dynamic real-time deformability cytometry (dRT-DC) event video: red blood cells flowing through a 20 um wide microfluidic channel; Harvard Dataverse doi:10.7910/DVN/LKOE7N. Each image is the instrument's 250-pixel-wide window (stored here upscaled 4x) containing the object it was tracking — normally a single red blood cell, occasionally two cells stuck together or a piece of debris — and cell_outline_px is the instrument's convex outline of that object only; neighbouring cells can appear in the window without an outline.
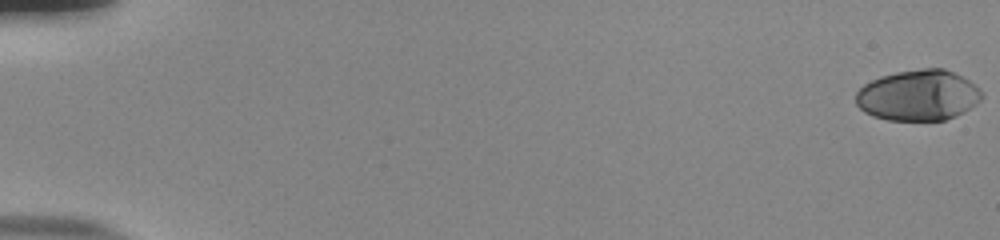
{"species": "human", "species_latin": "Homo sapiens", "temperature_condition": "room temperature", "stored_images_in_passage": 56, "camera_frame_rate_fps": 3000, "um_per_image_px": 0.085, "donor": {"sex": "male"}, "frame": {"image": 1, "passage_image": 1, "time_ms": 0.0, "image_size_px": [1000, 240], "cell_outline_px": [[984, 96], [976, 104], [964, 112], [956, 116], [944, 120], [888, 120], [872, 116], [864, 112], [856, 104], [856, 92], [864, 84], [880, 76], [896, 72], [924, 68], [944, 68], [976, 84], [980, 88]], "centroid_in_image_um": [78.06, 8.1], "position_along_channel_um": 6.9, "area_um2": 37.4}}
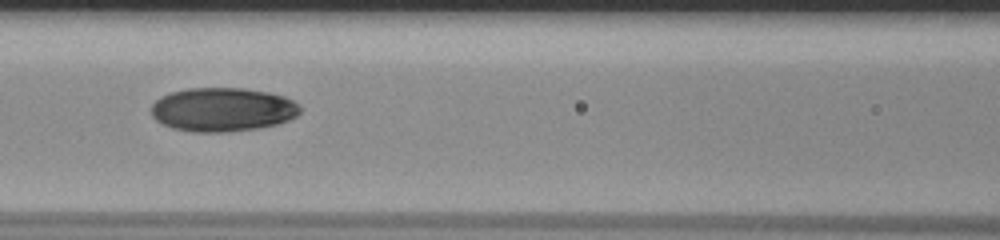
{"frame": {"image": 2, "passage_image": 27, "time_ms": 8.667, "image_size_px": [1000, 240], "cell_outline_px": [[300, 112], [296, 116], [288, 120], [276, 124], [260, 128], [228, 132], [192, 132], [172, 128], [156, 120], [152, 116], [152, 104], [160, 96], [172, 92], [188, 88], [244, 88], [268, 92], [284, 96], [300, 104]], "centroid_in_image_um": [18.93, 9.31], "position_along_channel_um": 147.7, "area_um2": 38.21}}
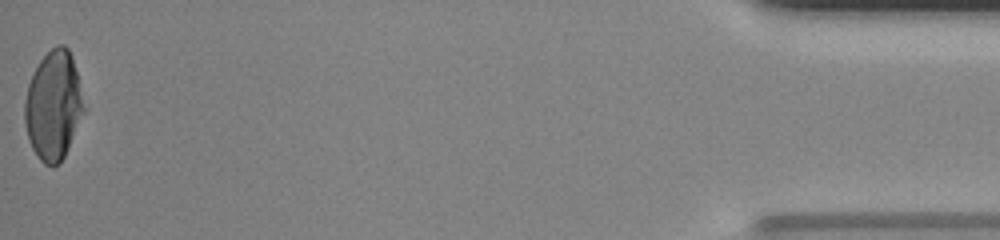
{"frame": {"image": 3, "passage_image": 56, "time_ms": 18.333, "image_size_px": [1000, 240], "cell_outline_px": [[84, 112], [68, 148], [60, 164], [52, 168], [44, 164], [40, 160], [32, 148], [28, 140], [24, 120], [24, 100], [28, 84], [40, 60], [56, 44], [64, 44], [68, 48], [72, 56], [76, 72], [84, 108]], "centroid_in_image_um": [4.51, 9.0], "position_along_channel_um": 430.7, "area_um2": 37.4}, "authors_computed_cell_mechanics": {"area_um2": 37.3966, "velocity_mm_per_s": 3.8126, "shape_relaxation_time_tau1_ms": 4.903, "shape_relaxation_time_tau2_ms": 1.6205, "deformation_change_tau1": 0.177, "deformation_change_tau2": 0.043}}